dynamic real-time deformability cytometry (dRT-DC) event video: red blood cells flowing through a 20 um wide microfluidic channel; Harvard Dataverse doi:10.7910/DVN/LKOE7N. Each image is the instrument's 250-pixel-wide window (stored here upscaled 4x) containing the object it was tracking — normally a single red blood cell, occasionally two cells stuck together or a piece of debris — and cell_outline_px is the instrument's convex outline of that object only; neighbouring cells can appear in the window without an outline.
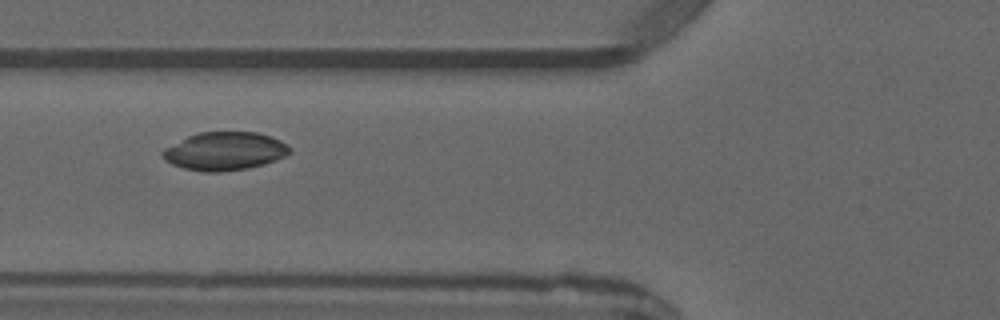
{"species": "common noctule bat (a hibernating species)", "species_latin": "Nyctalus noctula", "temperature_condition": "warm", "stored_images_in_passage": 6, "camera_frame_rate_fps": 3000, "um_per_image_px": 0.085, "animal": {"sex": "male", "forearm_length_mm": 52.5}, "frame": {"image": 1, "passage_image": 6, "time_ms": 6.667, "image_size_px": [1000, 320], "cell_outline_px": [[292, 152], [284, 156], [264, 164], [248, 168], [220, 172], [204, 172], [184, 168], [172, 164], [164, 160], [160, 152], [164, 148], [196, 132], [256, 132], [272, 136], [288, 144], [292, 148]], "centroid_in_image_um": [19.1, 12.84], "position_along_channel_um": 106.7, "area_um2": 28.5}}